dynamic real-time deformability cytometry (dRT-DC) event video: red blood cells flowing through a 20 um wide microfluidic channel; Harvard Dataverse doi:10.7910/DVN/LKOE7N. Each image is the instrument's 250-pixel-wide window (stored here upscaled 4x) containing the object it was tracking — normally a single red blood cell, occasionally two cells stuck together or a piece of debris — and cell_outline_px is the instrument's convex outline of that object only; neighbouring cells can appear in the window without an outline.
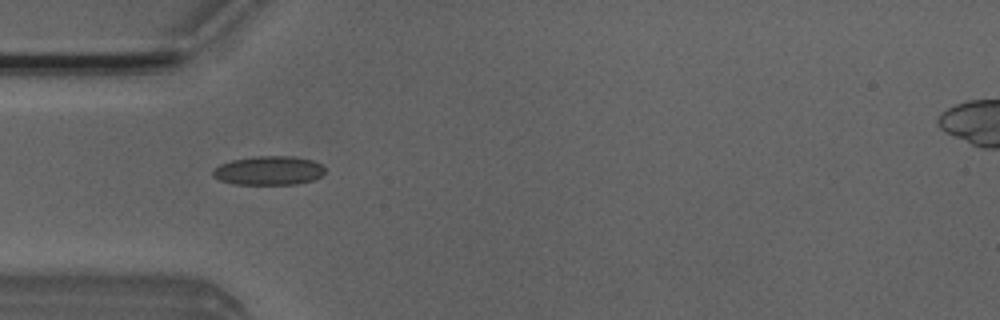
{"species": "Egyptian fruit bat (a non-hibernating species)", "species_latin": "Rousettus aegyptiacus", "temperature_condition": "room temperature", "stored_images_in_passage": 42, "camera_frame_rate_fps": 3000, "um_per_image_px": 0.085, "animal": {"sex": "male"}, "frame": {"image": 1, "passage_image": 5, "time_ms": 1.333, "image_size_px": [1000, 320], "cell_outline_px": [[324, 172], [320, 176], [312, 180], [296, 184], [232, 184], [220, 180], [212, 176], [212, 172], [220, 164], [232, 160], [256, 156], [292, 156], [312, 160], [320, 164], [324, 168]], "centroid_in_image_um": [22.82, 14.5], "position_along_channel_um": 62.2, "area_um2": 18.79}}
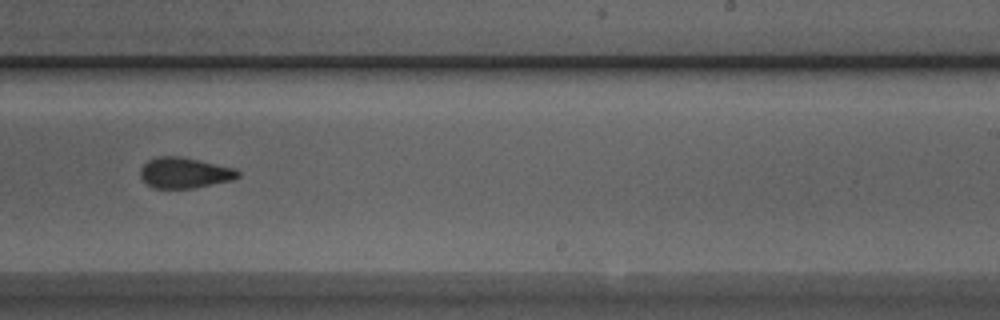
{"frame": {"image": 2, "passage_image": 21, "time_ms": 6.667, "image_size_px": [1000, 320], "cell_outline_px": [[240, 176], [232, 180], [192, 188], [152, 188], [140, 176], [140, 168], [148, 160], [156, 156], [180, 156], [200, 160], [236, 168], [240, 172]], "centroid_in_image_um": [15.69, 14.67], "position_along_channel_um": 273.3, "area_um2": 17.51}}
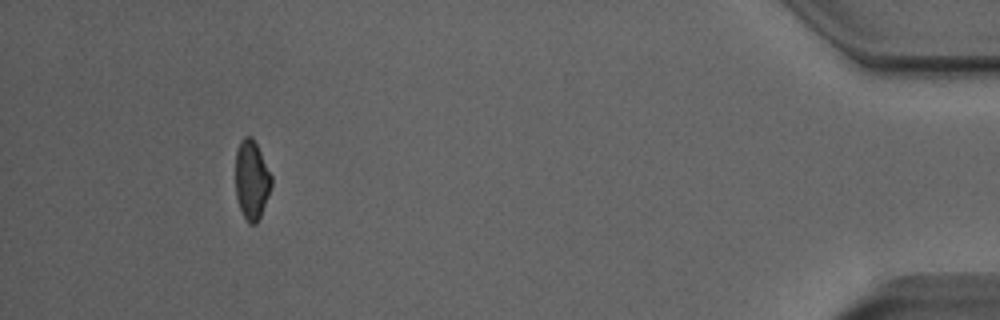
{"frame": {"image": 3, "passage_image": 37, "time_ms": 12.0, "image_size_px": [1000, 320], "cell_outline_px": [[272, 184], [268, 196], [260, 216], [256, 224], [248, 224], [240, 208], [236, 196], [236, 148], [240, 140], [244, 136], [252, 136], [272, 176]], "centroid_in_image_um": [21.38, 15.27], "position_along_channel_um": 413.8, "area_um2": 16.47}}